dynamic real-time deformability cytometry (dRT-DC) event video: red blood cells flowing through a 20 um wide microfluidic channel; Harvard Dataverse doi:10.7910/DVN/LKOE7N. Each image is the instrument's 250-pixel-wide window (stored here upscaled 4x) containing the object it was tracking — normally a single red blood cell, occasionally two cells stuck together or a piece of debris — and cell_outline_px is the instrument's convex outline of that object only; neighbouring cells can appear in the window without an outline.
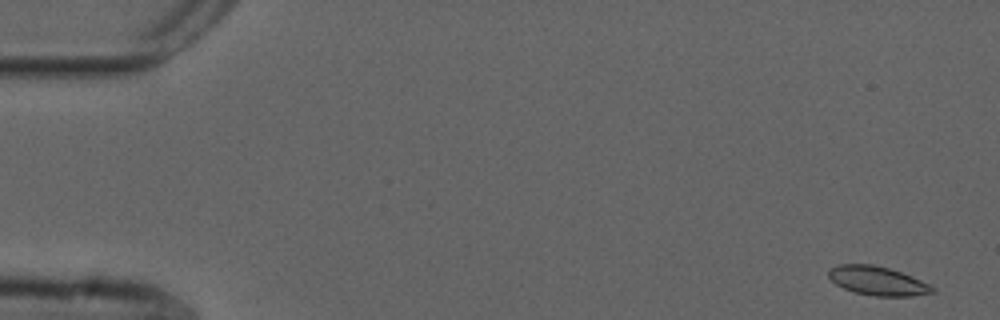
{"species": "common noctule bat (a hibernating species)", "species_latin": "Nyctalus noctula", "temperature_condition": "cold", "stored_images_in_passage": 54, "camera_frame_rate_fps": 3000, "um_per_image_px": 0.085, "animal": {"sex": "male", "forearm_length_mm": 52.5}, "frame": {"image": 1, "passage_image": 1, "time_ms": 0.0, "image_size_px": [1000, 320], "cell_outline_px": [[936, 292], [912, 296], [872, 296], [856, 292], [844, 288], [836, 284], [828, 276], [828, 272], [832, 268], [840, 264], [872, 264], [888, 268], [912, 276], [936, 288]], "centroid_in_image_um": [74.62, 23.88], "position_along_channel_um": 10.4, "area_um2": 17.34}}
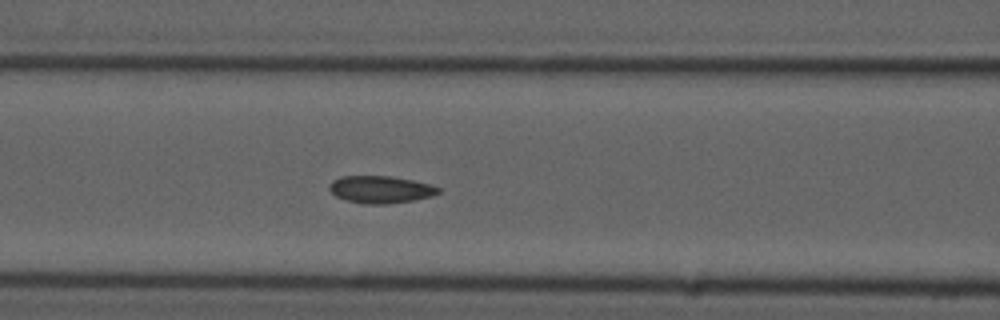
{"frame": {"image": 2, "passage_image": 22, "time_ms": 7.0, "image_size_px": [1000, 320], "cell_outline_px": [[440, 192], [432, 196], [412, 200], [388, 204], [364, 204], [348, 200], [336, 196], [328, 188], [332, 180], [340, 176], [392, 176], [412, 180], [428, 184], [440, 188]], "centroid_in_image_um": [32.33, 16.1], "position_along_channel_um": 134.3, "area_um2": 17.22}}
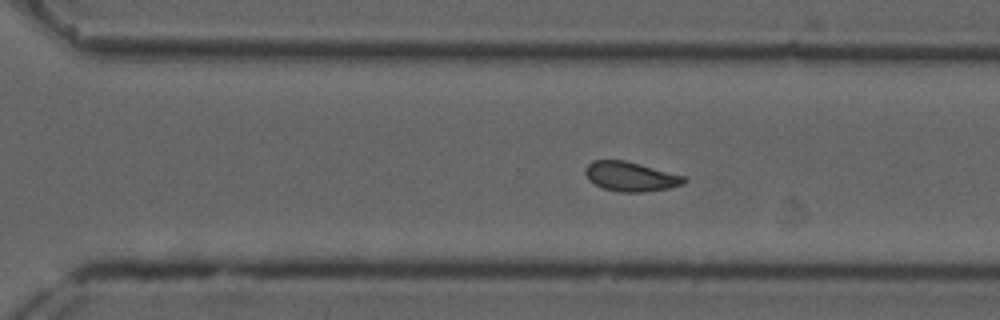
{"frame": {"image": 3, "passage_image": 37, "time_ms": 12.0, "image_size_px": [1000, 320], "cell_outline_px": [[688, 180], [684, 184], [668, 188], [644, 192], [620, 192], [604, 188], [588, 180], [584, 172], [584, 168], [592, 160], [624, 160], [640, 164], [684, 176]], "centroid_in_image_um": [53.59, 15.0], "position_along_channel_um": 317.0, "area_um2": 16.94}, "authors_computed_cell_mechanics": {"area_um2": 17.2533, "velocity_mm_per_s": 3.6636, "shape_relaxation_time_tau1_ms": null, "shape_relaxation_time_tau2_ms": 4.1373, "deformation_change_tau1": null, "deformation_change_tau2": 0.0705}}